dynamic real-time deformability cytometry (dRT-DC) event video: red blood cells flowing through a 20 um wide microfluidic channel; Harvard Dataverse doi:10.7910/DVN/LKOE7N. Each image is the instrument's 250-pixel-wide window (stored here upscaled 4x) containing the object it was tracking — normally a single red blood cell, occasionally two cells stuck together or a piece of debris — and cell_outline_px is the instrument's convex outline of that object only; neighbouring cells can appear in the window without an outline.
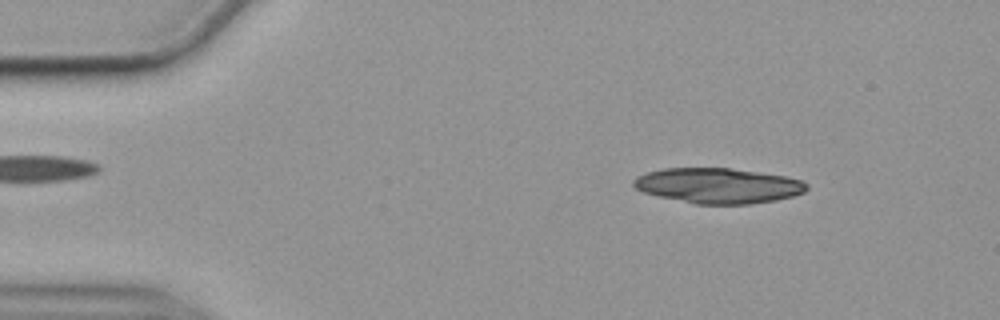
{"species": "common noctule bat (a hibernating species)", "species_latin": "Nyctalus noctula", "temperature_condition": "cold", "stored_images_in_passage": 35, "camera_frame_rate_fps": 3000, "um_per_image_px": 0.085, "animal": {"sex": "female", "body_mass_g": 19.9}, "frame": {"image": 1, "passage_image": 2, "time_ms": 0.333, "image_size_px": [1000, 320], "cell_outline_px": [[808, 188], [804, 192], [792, 196], [776, 200], [752, 204], [696, 204], [660, 196], [644, 192], [636, 188], [632, 184], [632, 180], [636, 176], [648, 172], [664, 168], [728, 168], [784, 176], [804, 180], [808, 184]], "centroid_in_image_um": [61.05, 15.78], "position_along_channel_um": 23.9, "area_um2": 35.43}}